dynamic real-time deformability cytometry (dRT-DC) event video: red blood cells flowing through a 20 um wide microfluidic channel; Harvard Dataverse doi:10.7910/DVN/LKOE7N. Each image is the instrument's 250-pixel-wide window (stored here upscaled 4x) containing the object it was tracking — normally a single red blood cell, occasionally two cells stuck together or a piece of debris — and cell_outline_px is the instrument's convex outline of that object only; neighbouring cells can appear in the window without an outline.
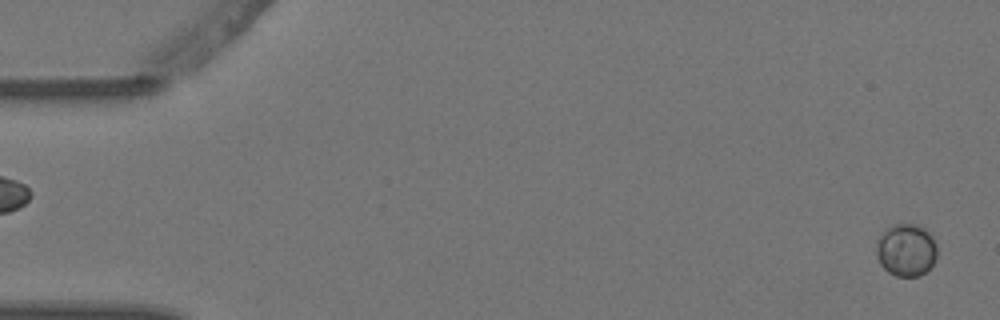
{"species": "Egyptian fruit bat (a non-hibernating species)", "species_latin": "Rousettus aegyptiacus", "temperature_condition": "warm", "stored_images_in_passage": 5, "segment_of_instrument_passage": [2, 2], "camera_frame_rate_fps": 3000, "um_per_image_px": 0.085, "animal": {"sex": "female"}, "frame": {"image": 1, "passage_image": 5, "time_ms": 1.333, "image_size_px": [1000, 320], "cell_outline_px": [[936, 260], [920, 276], [896, 276], [888, 272], [880, 264], [876, 256], [876, 240], [888, 228], [896, 224], [916, 224], [924, 228], [932, 236], [936, 244]], "centroid_in_image_um": [77.01, 21.26], "position_along_channel_um": 8.0, "area_um2": 18.55}}